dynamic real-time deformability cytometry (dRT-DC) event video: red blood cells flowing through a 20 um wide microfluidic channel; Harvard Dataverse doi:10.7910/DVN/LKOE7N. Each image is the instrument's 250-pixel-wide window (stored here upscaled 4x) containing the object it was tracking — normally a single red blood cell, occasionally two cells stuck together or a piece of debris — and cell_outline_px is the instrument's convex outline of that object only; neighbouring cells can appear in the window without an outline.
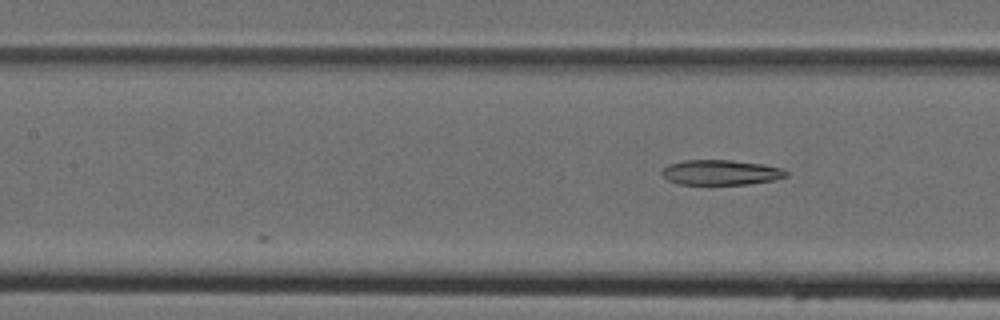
{"species": "Egyptian fruit bat (a non-hibernating species)", "species_latin": "Rousettus aegyptiacus", "temperature_condition": "cold", "stored_images_in_passage": 4, "camera_frame_rate_fps": 3000, "um_per_image_px": 0.085, "animal": {"sex": "female"}, "frame": {"image": 1, "passage_image": 4, "time_ms": 3.333, "image_size_px": [1000, 320], "cell_outline_px": [[788, 176], [776, 180], [748, 184], [676, 184], [668, 180], [660, 172], [668, 164], [684, 160], [732, 160], [764, 164], [780, 168], [788, 172]], "centroid_in_image_um": [61.28, 14.65], "position_along_channel_um": 146.1, "area_um2": 18.26}}